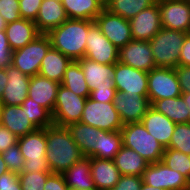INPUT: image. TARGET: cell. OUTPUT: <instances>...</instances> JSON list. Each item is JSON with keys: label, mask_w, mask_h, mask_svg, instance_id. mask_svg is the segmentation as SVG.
Instances as JSON below:
<instances>
[{"label": "cell", "mask_w": 190, "mask_h": 190, "mask_svg": "<svg viewBox=\"0 0 190 190\" xmlns=\"http://www.w3.org/2000/svg\"><path fill=\"white\" fill-rule=\"evenodd\" d=\"M121 175L141 176L149 162L136 151L122 146L113 159Z\"/></svg>", "instance_id": "f1b7e54d"}, {"label": "cell", "mask_w": 190, "mask_h": 190, "mask_svg": "<svg viewBox=\"0 0 190 190\" xmlns=\"http://www.w3.org/2000/svg\"><path fill=\"white\" fill-rule=\"evenodd\" d=\"M50 48L49 36L41 33L26 46L12 51L11 64L30 77L38 75L42 60Z\"/></svg>", "instance_id": "52a82bcc"}, {"label": "cell", "mask_w": 190, "mask_h": 190, "mask_svg": "<svg viewBox=\"0 0 190 190\" xmlns=\"http://www.w3.org/2000/svg\"><path fill=\"white\" fill-rule=\"evenodd\" d=\"M179 65L190 66V33L185 35L183 45L180 50Z\"/></svg>", "instance_id": "c3c4849f"}, {"label": "cell", "mask_w": 190, "mask_h": 190, "mask_svg": "<svg viewBox=\"0 0 190 190\" xmlns=\"http://www.w3.org/2000/svg\"><path fill=\"white\" fill-rule=\"evenodd\" d=\"M43 190H70L67 184L65 183L64 177L62 174L52 173L44 185Z\"/></svg>", "instance_id": "7dc6e473"}, {"label": "cell", "mask_w": 190, "mask_h": 190, "mask_svg": "<svg viewBox=\"0 0 190 190\" xmlns=\"http://www.w3.org/2000/svg\"><path fill=\"white\" fill-rule=\"evenodd\" d=\"M61 85L73 91L78 96L90 97V90L78 61L72 60L67 66Z\"/></svg>", "instance_id": "d6a6232c"}, {"label": "cell", "mask_w": 190, "mask_h": 190, "mask_svg": "<svg viewBox=\"0 0 190 190\" xmlns=\"http://www.w3.org/2000/svg\"><path fill=\"white\" fill-rule=\"evenodd\" d=\"M113 105L124 124L141 122L147 110L151 107L148 96L129 95L116 91Z\"/></svg>", "instance_id": "2e32d148"}, {"label": "cell", "mask_w": 190, "mask_h": 190, "mask_svg": "<svg viewBox=\"0 0 190 190\" xmlns=\"http://www.w3.org/2000/svg\"><path fill=\"white\" fill-rule=\"evenodd\" d=\"M0 190H22L19 174L8 171L0 176Z\"/></svg>", "instance_id": "ee69618b"}, {"label": "cell", "mask_w": 190, "mask_h": 190, "mask_svg": "<svg viewBox=\"0 0 190 190\" xmlns=\"http://www.w3.org/2000/svg\"><path fill=\"white\" fill-rule=\"evenodd\" d=\"M120 132L123 146L136 151L149 164L162 161L165 148L146 130L142 122L124 124Z\"/></svg>", "instance_id": "277c9868"}, {"label": "cell", "mask_w": 190, "mask_h": 190, "mask_svg": "<svg viewBox=\"0 0 190 190\" xmlns=\"http://www.w3.org/2000/svg\"><path fill=\"white\" fill-rule=\"evenodd\" d=\"M43 0H19L21 18L35 21Z\"/></svg>", "instance_id": "60d3db41"}, {"label": "cell", "mask_w": 190, "mask_h": 190, "mask_svg": "<svg viewBox=\"0 0 190 190\" xmlns=\"http://www.w3.org/2000/svg\"><path fill=\"white\" fill-rule=\"evenodd\" d=\"M118 61L146 72L156 68L149 41L131 40L119 49Z\"/></svg>", "instance_id": "e0dca14e"}, {"label": "cell", "mask_w": 190, "mask_h": 190, "mask_svg": "<svg viewBox=\"0 0 190 190\" xmlns=\"http://www.w3.org/2000/svg\"><path fill=\"white\" fill-rule=\"evenodd\" d=\"M18 146L24 157L22 172L50 171L46 160V128H37L35 131L18 138Z\"/></svg>", "instance_id": "8992f818"}, {"label": "cell", "mask_w": 190, "mask_h": 190, "mask_svg": "<svg viewBox=\"0 0 190 190\" xmlns=\"http://www.w3.org/2000/svg\"><path fill=\"white\" fill-rule=\"evenodd\" d=\"M118 52L119 49L102 34L94 22L86 37L85 58L100 64H115L118 62Z\"/></svg>", "instance_id": "7c38bea8"}, {"label": "cell", "mask_w": 190, "mask_h": 190, "mask_svg": "<svg viewBox=\"0 0 190 190\" xmlns=\"http://www.w3.org/2000/svg\"><path fill=\"white\" fill-rule=\"evenodd\" d=\"M142 184L141 176L121 175L119 181L111 190H140Z\"/></svg>", "instance_id": "b9f144b4"}, {"label": "cell", "mask_w": 190, "mask_h": 190, "mask_svg": "<svg viewBox=\"0 0 190 190\" xmlns=\"http://www.w3.org/2000/svg\"><path fill=\"white\" fill-rule=\"evenodd\" d=\"M71 59L52 47L43 58L39 75L61 84Z\"/></svg>", "instance_id": "83f0119b"}, {"label": "cell", "mask_w": 190, "mask_h": 190, "mask_svg": "<svg viewBox=\"0 0 190 190\" xmlns=\"http://www.w3.org/2000/svg\"><path fill=\"white\" fill-rule=\"evenodd\" d=\"M187 33L161 28L149 41L155 66L177 68L179 66L180 50Z\"/></svg>", "instance_id": "5b68a950"}, {"label": "cell", "mask_w": 190, "mask_h": 190, "mask_svg": "<svg viewBox=\"0 0 190 190\" xmlns=\"http://www.w3.org/2000/svg\"><path fill=\"white\" fill-rule=\"evenodd\" d=\"M12 50L9 47L5 30L0 31V68L11 65Z\"/></svg>", "instance_id": "7bdbcfd3"}, {"label": "cell", "mask_w": 190, "mask_h": 190, "mask_svg": "<svg viewBox=\"0 0 190 190\" xmlns=\"http://www.w3.org/2000/svg\"><path fill=\"white\" fill-rule=\"evenodd\" d=\"M123 146L120 131L98 130L96 155L93 158L113 160Z\"/></svg>", "instance_id": "1f68e13d"}, {"label": "cell", "mask_w": 190, "mask_h": 190, "mask_svg": "<svg viewBox=\"0 0 190 190\" xmlns=\"http://www.w3.org/2000/svg\"><path fill=\"white\" fill-rule=\"evenodd\" d=\"M5 32L12 51L26 46L41 34L34 21L24 18L7 23Z\"/></svg>", "instance_id": "cb8c5ba5"}, {"label": "cell", "mask_w": 190, "mask_h": 190, "mask_svg": "<svg viewBox=\"0 0 190 190\" xmlns=\"http://www.w3.org/2000/svg\"><path fill=\"white\" fill-rule=\"evenodd\" d=\"M158 3L142 10L129 20L133 40L150 41L161 30Z\"/></svg>", "instance_id": "ac0fdd59"}, {"label": "cell", "mask_w": 190, "mask_h": 190, "mask_svg": "<svg viewBox=\"0 0 190 190\" xmlns=\"http://www.w3.org/2000/svg\"><path fill=\"white\" fill-rule=\"evenodd\" d=\"M62 175L70 190H96L91 175V158L84 157Z\"/></svg>", "instance_id": "484cf974"}, {"label": "cell", "mask_w": 190, "mask_h": 190, "mask_svg": "<svg viewBox=\"0 0 190 190\" xmlns=\"http://www.w3.org/2000/svg\"><path fill=\"white\" fill-rule=\"evenodd\" d=\"M143 183L164 190H188L189 180L162 161L151 163L142 175Z\"/></svg>", "instance_id": "8fae6325"}, {"label": "cell", "mask_w": 190, "mask_h": 190, "mask_svg": "<svg viewBox=\"0 0 190 190\" xmlns=\"http://www.w3.org/2000/svg\"><path fill=\"white\" fill-rule=\"evenodd\" d=\"M67 128L84 156L93 158L96 155L99 129L82 122L71 123Z\"/></svg>", "instance_id": "4316f807"}, {"label": "cell", "mask_w": 190, "mask_h": 190, "mask_svg": "<svg viewBox=\"0 0 190 190\" xmlns=\"http://www.w3.org/2000/svg\"><path fill=\"white\" fill-rule=\"evenodd\" d=\"M0 124L4 125L18 138L37 129L29 120L25 110L16 105H1Z\"/></svg>", "instance_id": "603a6c76"}, {"label": "cell", "mask_w": 190, "mask_h": 190, "mask_svg": "<svg viewBox=\"0 0 190 190\" xmlns=\"http://www.w3.org/2000/svg\"><path fill=\"white\" fill-rule=\"evenodd\" d=\"M68 19L95 21L104 7L98 0H61Z\"/></svg>", "instance_id": "f546056e"}, {"label": "cell", "mask_w": 190, "mask_h": 190, "mask_svg": "<svg viewBox=\"0 0 190 190\" xmlns=\"http://www.w3.org/2000/svg\"><path fill=\"white\" fill-rule=\"evenodd\" d=\"M140 190H164V189L156 188V187L143 183Z\"/></svg>", "instance_id": "f5cc1de1"}, {"label": "cell", "mask_w": 190, "mask_h": 190, "mask_svg": "<svg viewBox=\"0 0 190 190\" xmlns=\"http://www.w3.org/2000/svg\"><path fill=\"white\" fill-rule=\"evenodd\" d=\"M20 107L25 110L29 120L36 128H46L54 125L52 114L31 98L27 97Z\"/></svg>", "instance_id": "e575fe53"}, {"label": "cell", "mask_w": 190, "mask_h": 190, "mask_svg": "<svg viewBox=\"0 0 190 190\" xmlns=\"http://www.w3.org/2000/svg\"><path fill=\"white\" fill-rule=\"evenodd\" d=\"M98 1L105 8L111 0H98Z\"/></svg>", "instance_id": "11a10c76"}, {"label": "cell", "mask_w": 190, "mask_h": 190, "mask_svg": "<svg viewBox=\"0 0 190 190\" xmlns=\"http://www.w3.org/2000/svg\"><path fill=\"white\" fill-rule=\"evenodd\" d=\"M80 122L106 131H120L123 127L113 102H97L90 97L86 99Z\"/></svg>", "instance_id": "9c48e42d"}, {"label": "cell", "mask_w": 190, "mask_h": 190, "mask_svg": "<svg viewBox=\"0 0 190 190\" xmlns=\"http://www.w3.org/2000/svg\"><path fill=\"white\" fill-rule=\"evenodd\" d=\"M91 175L96 190H111L121 177L113 160L99 158H91Z\"/></svg>", "instance_id": "d4e9b609"}, {"label": "cell", "mask_w": 190, "mask_h": 190, "mask_svg": "<svg viewBox=\"0 0 190 190\" xmlns=\"http://www.w3.org/2000/svg\"><path fill=\"white\" fill-rule=\"evenodd\" d=\"M142 124L146 130L154 137L164 148L170 144L171 136L176 124L164 114L157 112L150 107L142 119Z\"/></svg>", "instance_id": "44dd1931"}, {"label": "cell", "mask_w": 190, "mask_h": 190, "mask_svg": "<svg viewBox=\"0 0 190 190\" xmlns=\"http://www.w3.org/2000/svg\"><path fill=\"white\" fill-rule=\"evenodd\" d=\"M86 99L60 84L52 112L54 125L67 127L71 123L80 122Z\"/></svg>", "instance_id": "ba28073f"}, {"label": "cell", "mask_w": 190, "mask_h": 190, "mask_svg": "<svg viewBox=\"0 0 190 190\" xmlns=\"http://www.w3.org/2000/svg\"><path fill=\"white\" fill-rule=\"evenodd\" d=\"M167 148L190 155V123L176 124Z\"/></svg>", "instance_id": "8d00e7d4"}, {"label": "cell", "mask_w": 190, "mask_h": 190, "mask_svg": "<svg viewBox=\"0 0 190 190\" xmlns=\"http://www.w3.org/2000/svg\"><path fill=\"white\" fill-rule=\"evenodd\" d=\"M175 72L180 83L181 93L190 92V66L179 65Z\"/></svg>", "instance_id": "bcb514c9"}, {"label": "cell", "mask_w": 190, "mask_h": 190, "mask_svg": "<svg viewBox=\"0 0 190 190\" xmlns=\"http://www.w3.org/2000/svg\"><path fill=\"white\" fill-rule=\"evenodd\" d=\"M162 162L170 169L180 172L188 180L190 179V155L171 148H165Z\"/></svg>", "instance_id": "d590c367"}, {"label": "cell", "mask_w": 190, "mask_h": 190, "mask_svg": "<svg viewBox=\"0 0 190 190\" xmlns=\"http://www.w3.org/2000/svg\"><path fill=\"white\" fill-rule=\"evenodd\" d=\"M18 143V137L13 134L4 125L0 124V154L7 150L10 146Z\"/></svg>", "instance_id": "f6af8a7d"}, {"label": "cell", "mask_w": 190, "mask_h": 190, "mask_svg": "<svg viewBox=\"0 0 190 190\" xmlns=\"http://www.w3.org/2000/svg\"><path fill=\"white\" fill-rule=\"evenodd\" d=\"M182 98L184 99L188 109L190 111V92L181 93ZM189 123H190V114H189Z\"/></svg>", "instance_id": "816d5d0a"}, {"label": "cell", "mask_w": 190, "mask_h": 190, "mask_svg": "<svg viewBox=\"0 0 190 190\" xmlns=\"http://www.w3.org/2000/svg\"><path fill=\"white\" fill-rule=\"evenodd\" d=\"M7 74V84L1 98V105L21 106L28 97V89L31 77L22 73L12 64L5 68Z\"/></svg>", "instance_id": "d6986e66"}, {"label": "cell", "mask_w": 190, "mask_h": 190, "mask_svg": "<svg viewBox=\"0 0 190 190\" xmlns=\"http://www.w3.org/2000/svg\"><path fill=\"white\" fill-rule=\"evenodd\" d=\"M59 86V83L39 74L31 76L28 97L39 103L52 114Z\"/></svg>", "instance_id": "ffe728a7"}, {"label": "cell", "mask_w": 190, "mask_h": 190, "mask_svg": "<svg viewBox=\"0 0 190 190\" xmlns=\"http://www.w3.org/2000/svg\"><path fill=\"white\" fill-rule=\"evenodd\" d=\"M52 174L50 171L22 172L19 180L22 190H43L47 178Z\"/></svg>", "instance_id": "74e56055"}, {"label": "cell", "mask_w": 190, "mask_h": 190, "mask_svg": "<svg viewBox=\"0 0 190 190\" xmlns=\"http://www.w3.org/2000/svg\"><path fill=\"white\" fill-rule=\"evenodd\" d=\"M46 160L50 172L62 174L85 156L67 127H46Z\"/></svg>", "instance_id": "6da1fadb"}, {"label": "cell", "mask_w": 190, "mask_h": 190, "mask_svg": "<svg viewBox=\"0 0 190 190\" xmlns=\"http://www.w3.org/2000/svg\"><path fill=\"white\" fill-rule=\"evenodd\" d=\"M181 96L180 83L174 68L156 67L148 72V99L155 101Z\"/></svg>", "instance_id": "30bf717a"}, {"label": "cell", "mask_w": 190, "mask_h": 190, "mask_svg": "<svg viewBox=\"0 0 190 190\" xmlns=\"http://www.w3.org/2000/svg\"><path fill=\"white\" fill-rule=\"evenodd\" d=\"M151 107L175 124L189 123L190 111L182 96L157 100Z\"/></svg>", "instance_id": "4dcf8cb0"}, {"label": "cell", "mask_w": 190, "mask_h": 190, "mask_svg": "<svg viewBox=\"0 0 190 190\" xmlns=\"http://www.w3.org/2000/svg\"><path fill=\"white\" fill-rule=\"evenodd\" d=\"M19 0H0V15L6 23L21 19Z\"/></svg>", "instance_id": "ab89813d"}, {"label": "cell", "mask_w": 190, "mask_h": 190, "mask_svg": "<svg viewBox=\"0 0 190 190\" xmlns=\"http://www.w3.org/2000/svg\"><path fill=\"white\" fill-rule=\"evenodd\" d=\"M161 27L190 33V1L165 0L158 2Z\"/></svg>", "instance_id": "9a60e30c"}, {"label": "cell", "mask_w": 190, "mask_h": 190, "mask_svg": "<svg viewBox=\"0 0 190 190\" xmlns=\"http://www.w3.org/2000/svg\"><path fill=\"white\" fill-rule=\"evenodd\" d=\"M1 155L9 171L16 174L22 173L25 160H24L23 155L21 154L18 143L10 146Z\"/></svg>", "instance_id": "f35d334b"}, {"label": "cell", "mask_w": 190, "mask_h": 190, "mask_svg": "<svg viewBox=\"0 0 190 190\" xmlns=\"http://www.w3.org/2000/svg\"><path fill=\"white\" fill-rule=\"evenodd\" d=\"M95 21L67 19L59 27L51 29L47 35L51 47L60 51L71 60L77 61L85 57L86 37L89 27Z\"/></svg>", "instance_id": "7a4b0ae2"}, {"label": "cell", "mask_w": 190, "mask_h": 190, "mask_svg": "<svg viewBox=\"0 0 190 190\" xmlns=\"http://www.w3.org/2000/svg\"><path fill=\"white\" fill-rule=\"evenodd\" d=\"M8 171H9V169L7 168V165H6L2 155L0 154V176Z\"/></svg>", "instance_id": "f907efd6"}, {"label": "cell", "mask_w": 190, "mask_h": 190, "mask_svg": "<svg viewBox=\"0 0 190 190\" xmlns=\"http://www.w3.org/2000/svg\"><path fill=\"white\" fill-rule=\"evenodd\" d=\"M68 19L61 0H43L34 23L40 33L47 34Z\"/></svg>", "instance_id": "7402d4cb"}, {"label": "cell", "mask_w": 190, "mask_h": 190, "mask_svg": "<svg viewBox=\"0 0 190 190\" xmlns=\"http://www.w3.org/2000/svg\"><path fill=\"white\" fill-rule=\"evenodd\" d=\"M155 3V0H111L105 9L124 19L130 20L142 10Z\"/></svg>", "instance_id": "836d02e7"}, {"label": "cell", "mask_w": 190, "mask_h": 190, "mask_svg": "<svg viewBox=\"0 0 190 190\" xmlns=\"http://www.w3.org/2000/svg\"><path fill=\"white\" fill-rule=\"evenodd\" d=\"M6 22H5V20L3 19V17L0 15V31L1 30H5V28H6Z\"/></svg>", "instance_id": "db71d44e"}, {"label": "cell", "mask_w": 190, "mask_h": 190, "mask_svg": "<svg viewBox=\"0 0 190 190\" xmlns=\"http://www.w3.org/2000/svg\"><path fill=\"white\" fill-rule=\"evenodd\" d=\"M114 86L116 91L129 95L148 96V72L135 69L131 66L115 63Z\"/></svg>", "instance_id": "4fadbf2b"}, {"label": "cell", "mask_w": 190, "mask_h": 190, "mask_svg": "<svg viewBox=\"0 0 190 190\" xmlns=\"http://www.w3.org/2000/svg\"><path fill=\"white\" fill-rule=\"evenodd\" d=\"M8 78L5 68H0V101L4 93L5 86L7 84Z\"/></svg>", "instance_id": "681fc988"}, {"label": "cell", "mask_w": 190, "mask_h": 190, "mask_svg": "<svg viewBox=\"0 0 190 190\" xmlns=\"http://www.w3.org/2000/svg\"><path fill=\"white\" fill-rule=\"evenodd\" d=\"M84 73L90 98L97 102L110 103L115 97V64H100L88 58L77 60Z\"/></svg>", "instance_id": "3957f363"}, {"label": "cell", "mask_w": 190, "mask_h": 190, "mask_svg": "<svg viewBox=\"0 0 190 190\" xmlns=\"http://www.w3.org/2000/svg\"><path fill=\"white\" fill-rule=\"evenodd\" d=\"M95 22L100 27L102 34L118 49L133 40L129 20L115 15L105 8L96 17Z\"/></svg>", "instance_id": "5bb4252c"}]
</instances>
